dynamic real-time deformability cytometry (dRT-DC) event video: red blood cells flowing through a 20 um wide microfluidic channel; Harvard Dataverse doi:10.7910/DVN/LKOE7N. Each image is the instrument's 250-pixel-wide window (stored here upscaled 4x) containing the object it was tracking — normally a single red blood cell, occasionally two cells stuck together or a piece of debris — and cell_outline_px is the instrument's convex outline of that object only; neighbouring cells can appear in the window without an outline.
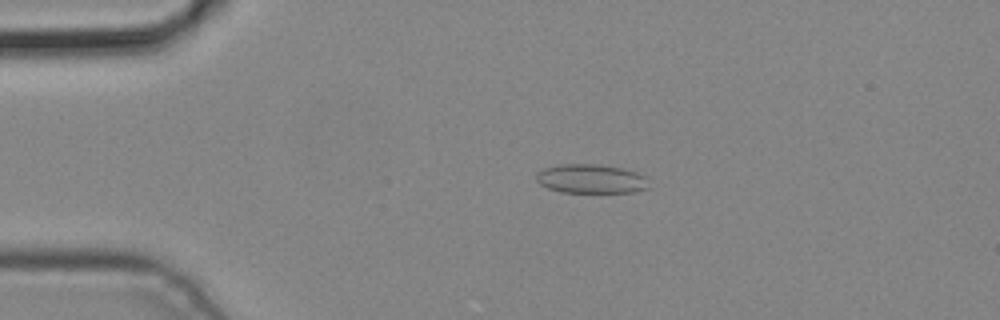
{"species": "common noctule bat (a hibernating species)", "species_latin": "Nyctalus noctula", "temperature_condition": "cold", "stored_images_in_passage": 2, "camera_frame_rate_fps": 3000, "um_per_image_px": 0.085, "animal": {"sex": "male", "body_mass_g": 19.2, "forearm_length_mm": 51.8}, "frame": {"image": 1, "passage_image": 1, "time_ms": 0.0, "image_size_px": [1000, 320], "cell_outline_px": [[652, 188], [636, 192], [560, 192], [548, 188], [540, 184], [536, 180], [536, 172], [544, 168], [560, 164], [600, 164], [624, 168], [648, 176]], "centroid_in_image_um": [50.32, 15.2], "position_along_channel_um": 34.7, "area_um2": 19.59}}